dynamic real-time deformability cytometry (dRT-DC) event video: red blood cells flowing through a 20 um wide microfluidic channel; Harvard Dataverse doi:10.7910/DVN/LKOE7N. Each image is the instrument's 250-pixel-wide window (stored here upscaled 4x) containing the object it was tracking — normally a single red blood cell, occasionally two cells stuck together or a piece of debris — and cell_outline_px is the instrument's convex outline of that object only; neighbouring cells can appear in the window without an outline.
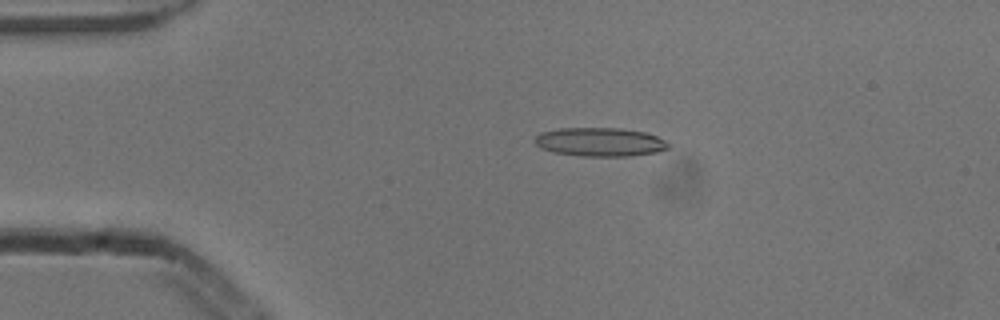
{"species": "common noctule bat (a hibernating species)", "species_latin": "Nyctalus noctula", "temperature_condition": "cold", "stored_images_in_passage": 50, "camera_frame_rate_fps": 3000, "um_per_image_px": 0.085, "animal": {"sex": "male", "body_mass_g": 13.3}, "frame": {"image": 1, "passage_image": 8, "time_ms": 2.333, "image_size_px": [1000, 320], "cell_outline_px": [[668, 148], [656, 152], [632, 156], [580, 156], [552, 152], [540, 148], [532, 140], [540, 132], [560, 128], [620, 128], [644, 132], [656, 136], [664, 140], [668, 144]], "centroid_in_image_um": [50.94, 12.07], "position_along_channel_um": 34.1, "area_um2": 22.43}}
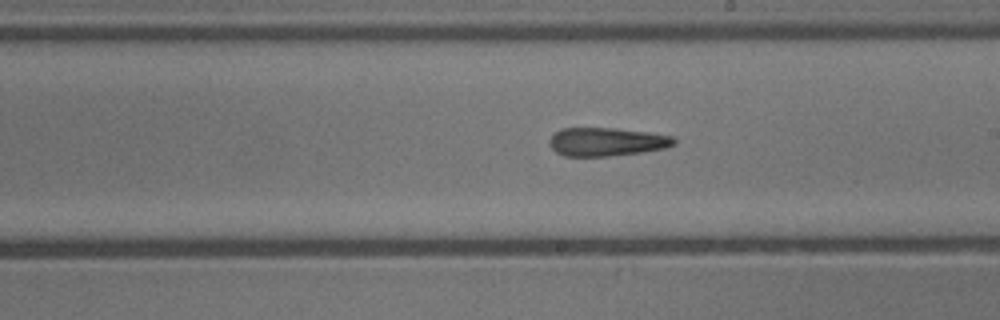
{"frame": {"image": 2, "passage_image": 27, "time_ms": 8.667, "image_size_px": [1000, 320], "cell_outline_px": [[676, 144], [668, 148], [640, 152], [608, 156], [564, 156], [556, 152], [548, 144], [548, 140], [560, 128], [616, 128], [648, 132], [672, 136], [676, 140]], "centroid_in_image_um": [51.56, 12.05], "position_along_channel_um": 237.4, "area_um2": 20.75}}
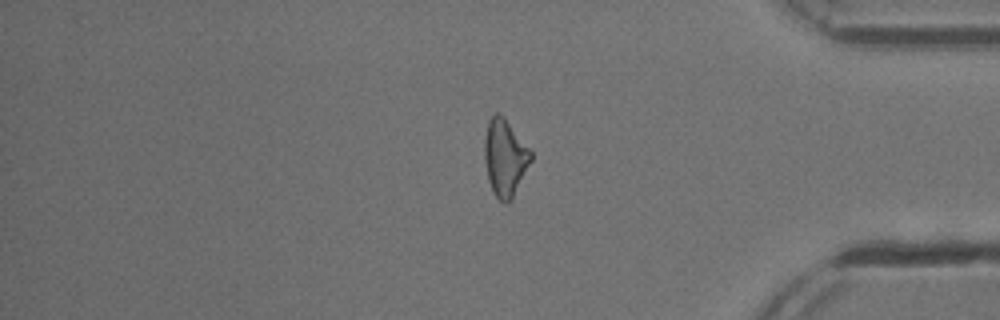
{"frame": {"image": 3, "passage_image": 41, "time_ms": 13.333, "image_size_px": [1000, 320], "cell_outline_px": [[532, 160], [512, 196], [504, 204], [492, 192], [488, 180], [484, 160], [484, 140], [488, 120], [496, 112], [500, 112], [504, 116], [532, 152]], "centroid_in_image_um": [42.89, 13.35], "position_along_channel_um": 392.3, "area_um2": 20.63}, "authors_computed_cell_mechanics": {"area_um2": 21.0681, "velocity_mm_per_s": 3.8594, "shape_relaxation_time_tau1_ms": 9.3172, "shape_relaxation_time_tau2_ms": 6.745, "deformation_change_tau1": 0.2168, "deformation_change_tau2": 0.2286}}